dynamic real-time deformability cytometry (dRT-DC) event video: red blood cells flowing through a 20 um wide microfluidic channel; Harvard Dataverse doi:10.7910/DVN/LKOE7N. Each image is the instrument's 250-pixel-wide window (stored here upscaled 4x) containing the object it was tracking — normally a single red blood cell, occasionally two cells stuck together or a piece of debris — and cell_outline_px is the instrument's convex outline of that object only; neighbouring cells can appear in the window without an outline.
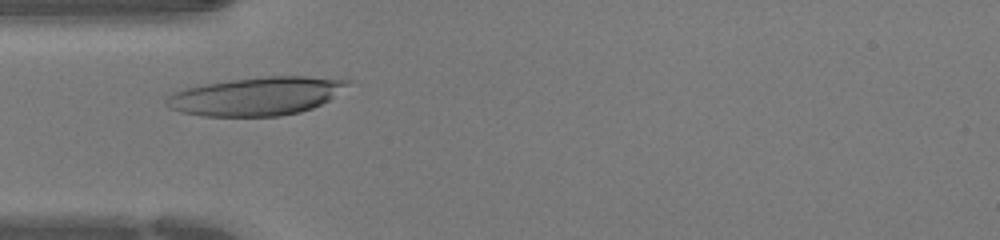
{"species": "human", "species_latin": "Homo sapiens", "temperature_condition": "warm", "stored_images_in_passage": 32, "camera_frame_rate_fps": 3000, "um_per_image_px": 0.085, "donor": {"sex": "female"}, "frame": {"image": 1, "passage_image": 7, "time_ms": 2.0, "image_size_px": [1000, 240], "cell_outline_px": [[352, 80], [348, 84], [328, 100], [312, 108], [300, 112], [280, 116], [200, 116], [180, 112], [168, 108], [164, 104], [164, 96], [172, 92], [184, 88], [204, 84], [232, 80], [268, 76], [304, 76]], "centroid_in_image_um": [21.69, 8.18], "position_along_channel_um": 63.3, "area_um2": 40.46}}
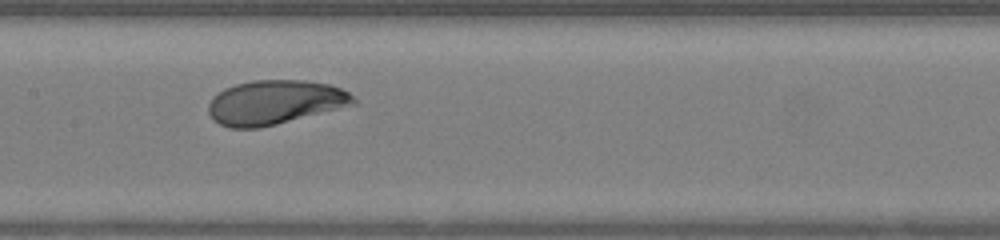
{"frame": {"image": 2, "passage_image": 15, "time_ms": 4.667, "image_size_px": [1000, 240], "cell_outline_px": [[356, 104], [260, 128], [228, 128], [212, 120], [208, 112], [208, 104], [212, 96], [224, 88], [236, 84], [252, 80], [304, 80], [328, 84], [340, 88], [348, 92], [356, 100]], "centroid_in_image_um": [23.31, 8.7], "position_along_channel_um": 184.1, "area_um2": 37.45}}
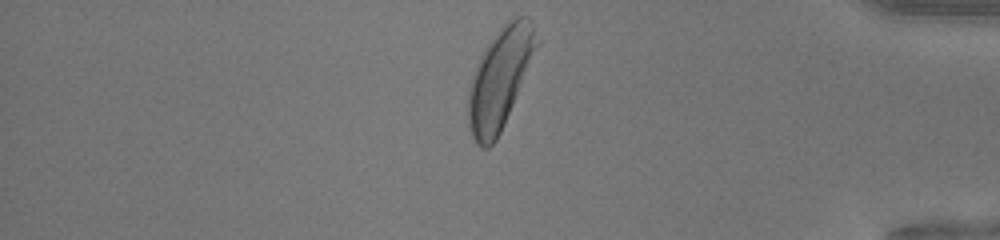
{"frame": {"image": 3, "passage_image": 31, "time_ms": 10.0, "image_size_px": [1000, 240], "cell_outline_px": [[540, 44], [504, 124], [496, 140], [488, 148], [480, 148], [476, 144], [468, 128], [468, 84], [476, 64], [484, 48], [500, 28], [512, 16], [528, 16], [540, 40]], "centroid_in_image_um": [42.49, 6.65], "position_along_channel_um": 392.7, "area_um2": 40.34}}